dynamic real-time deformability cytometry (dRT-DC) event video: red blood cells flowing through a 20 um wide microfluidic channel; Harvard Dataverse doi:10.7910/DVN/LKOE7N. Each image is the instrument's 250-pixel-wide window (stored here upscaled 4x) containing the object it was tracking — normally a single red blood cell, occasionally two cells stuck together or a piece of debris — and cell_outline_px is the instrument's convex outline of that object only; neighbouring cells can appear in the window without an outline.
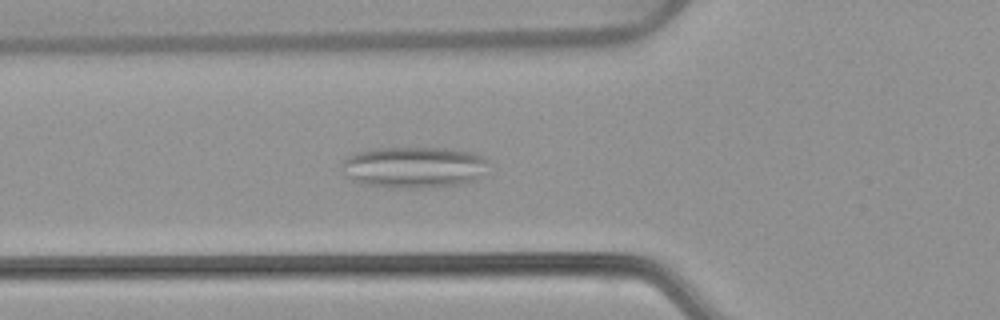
{"species": "common noctule bat (a hibernating species)", "species_latin": "Nyctalus noctula", "temperature_condition": "warm", "stored_images_in_passage": 47, "camera_frame_rate_fps": 3000, "um_per_image_px": 0.085, "animal": {"sex": "female", "body_mass_g": 22.7, "forearm_length_mm": 54.2}, "frame": {"image": 1, "passage_image": 19, "time_ms": 6.0, "image_size_px": [1000, 320], "cell_outline_px": [[488, 160], [484, 176], [476, 180], [456, 184], [420, 188], [388, 188], [360, 184], [352, 180], [348, 176], [344, 164], [344, 160], [348, 156], [356, 152], [372, 148], [448, 148], [472, 152], [484, 156]], "centroid_in_image_um": [35.23, 14.21], "position_along_channel_um": 90.6, "area_um2": 35.49}}
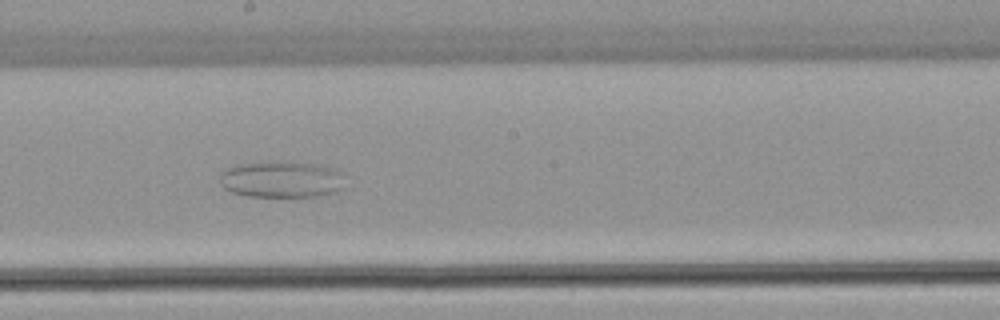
{"frame": {"image": 2, "passage_image": 30, "time_ms": 9.667, "image_size_px": [1000, 320], "cell_outline_px": [[340, 188], [332, 192], [316, 196], [248, 196], [232, 192], [224, 188], [220, 184], [220, 172], [228, 168], [240, 164], [260, 160], [284, 160], [320, 164], [336, 168], [340, 172]], "centroid_in_image_um": [23.85, 15.2], "position_along_channel_um": 224.4, "area_um2": 26.88}}
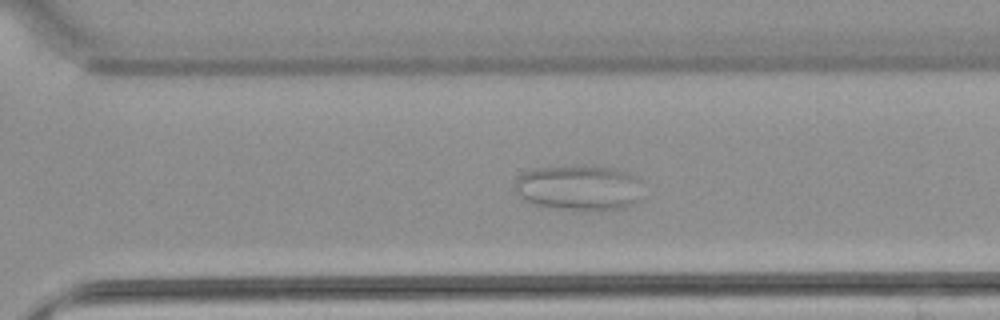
{"frame": {"image": 3, "passage_image": 38, "time_ms": 12.333, "image_size_px": [1000, 320], "cell_outline_px": [[640, 200], [624, 208], [600, 212], [560, 208], [536, 204], [524, 200], [512, 188], [516, 176], [532, 168], [568, 164], [592, 164], [612, 168], [628, 172], [640, 180]], "centroid_in_image_um": [49.19, 15.92], "position_along_channel_um": 321.4, "area_um2": 35.08}}